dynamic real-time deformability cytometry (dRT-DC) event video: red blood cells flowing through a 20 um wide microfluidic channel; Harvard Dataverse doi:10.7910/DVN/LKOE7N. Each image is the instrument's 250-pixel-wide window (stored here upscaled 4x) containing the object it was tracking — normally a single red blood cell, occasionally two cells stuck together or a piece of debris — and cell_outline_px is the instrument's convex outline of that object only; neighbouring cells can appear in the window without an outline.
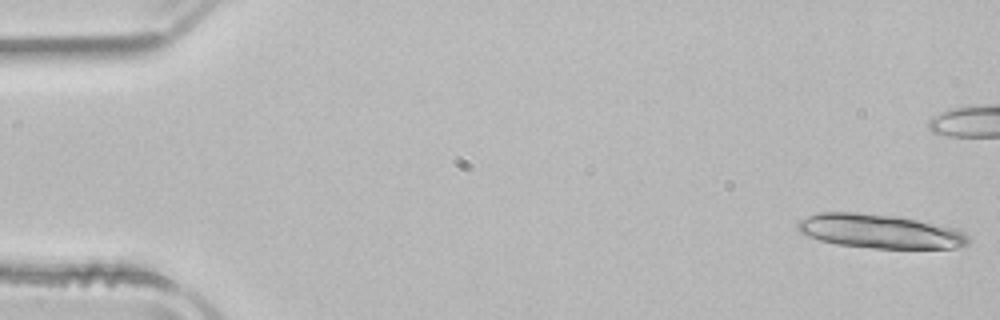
{"species": "common noctule bat (a hibernating species)", "species_latin": "Nyctalus noctula", "temperature_condition": "room temperature", "stored_images_in_passage": 18, "camera_frame_rate_fps": 3000, "um_per_image_px": 0.085, "animal": {"sex": "male", "body_mass_g": 21.5, "forearm_length_mm": 52.0}, "frame": {"image": 1, "passage_image": 1, "time_ms": 0.0, "image_size_px": [1000, 320], "cell_outline_px": [[968, 244], [960, 248], [872, 248], [836, 244], [820, 240], [808, 236], [800, 232], [796, 228], [796, 224], [800, 220], [816, 212], [856, 212], [896, 216], [956, 228], [964, 232], [968, 236]], "centroid_in_image_um": [74.77, 19.66], "position_along_channel_um": 10.2, "area_um2": 33.87}}